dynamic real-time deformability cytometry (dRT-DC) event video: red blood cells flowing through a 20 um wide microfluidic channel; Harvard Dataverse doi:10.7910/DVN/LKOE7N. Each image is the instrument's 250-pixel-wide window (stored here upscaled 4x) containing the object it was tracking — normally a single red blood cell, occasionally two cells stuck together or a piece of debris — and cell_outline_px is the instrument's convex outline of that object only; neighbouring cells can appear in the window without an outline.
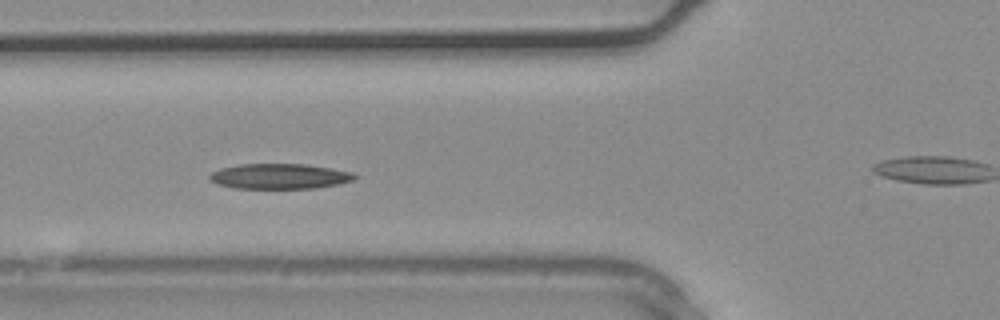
{"species": "common noctule bat (a hibernating species)", "species_latin": "Nyctalus noctula", "temperature_condition": "warm", "stored_images_in_passage": 35, "camera_frame_rate_fps": 3000, "um_per_image_px": 0.085, "animal": {"sex": "male", "body_mass_g": 20.4}, "frame": {"image": 1, "passage_image": 11, "time_ms": 3.333, "image_size_px": [1000, 320], "cell_outline_px": [[356, 176], [352, 180], [340, 184], [316, 188], [236, 188], [216, 184], [208, 180], [208, 176], [212, 172], [220, 168], [240, 164], [304, 164], [332, 168], [352, 172]], "centroid_in_image_um": [23.73, 14.98], "position_along_channel_um": 102.1, "area_um2": 21.39}}